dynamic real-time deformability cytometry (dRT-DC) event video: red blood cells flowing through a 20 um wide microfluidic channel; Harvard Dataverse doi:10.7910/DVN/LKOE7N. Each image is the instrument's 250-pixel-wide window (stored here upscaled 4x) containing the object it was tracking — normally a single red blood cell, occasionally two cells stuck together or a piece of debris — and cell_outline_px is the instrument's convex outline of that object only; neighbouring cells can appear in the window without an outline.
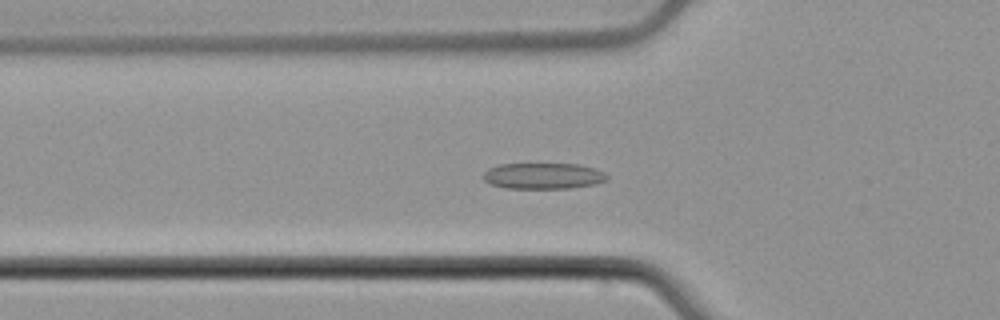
{"species": "common noctule bat (a hibernating species)", "species_latin": "Nyctalus noctula", "temperature_condition": "cold", "stored_images_in_passage": 56, "camera_frame_rate_fps": 3000, "um_per_image_px": 0.085, "animal": {"sex": "male", "body_mass_g": 21.5, "forearm_length_mm": 52.0}, "frame": {"image": 1, "passage_image": 20, "time_ms": 6.333, "image_size_px": [1000, 320], "cell_outline_px": [[608, 180], [596, 184], [568, 188], [504, 188], [492, 184], [484, 180], [484, 172], [488, 168], [500, 164], [580, 164], [596, 168], [604, 172], [608, 176]], "centroid_in_image_um": [46.21, 14.95], "position_along_channel_um": 79.6, "area_um2": 18.84}}
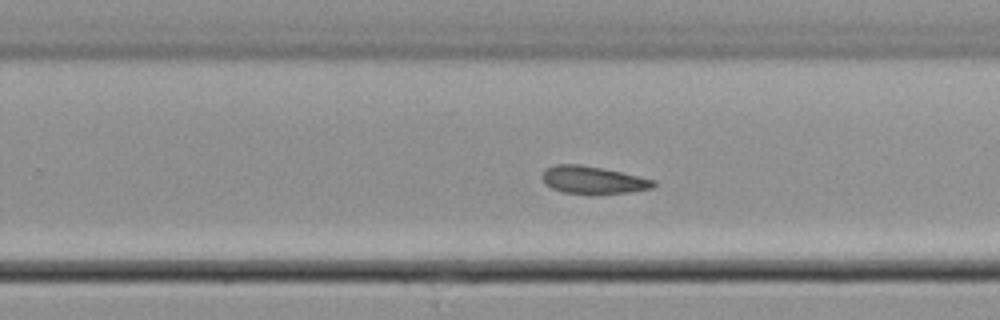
{"frame": {"image": 2, "passage_image": 36, "time_ms": 11.667, "image_size_px": [1000, 320], "cell_outline_px": [[656, 184], [652, 188], [628, 192], [596, 196], [588, 196], [564, 192], [552, 188], [544, 184], [540, 176], [548, 168], [556, 164], [580, 164], [620, 172], [656, 180]], "centroid_in_image_um": [50.39, 15.34], "position_along_channel_um": 279.4, "area_um2": 18.26}}
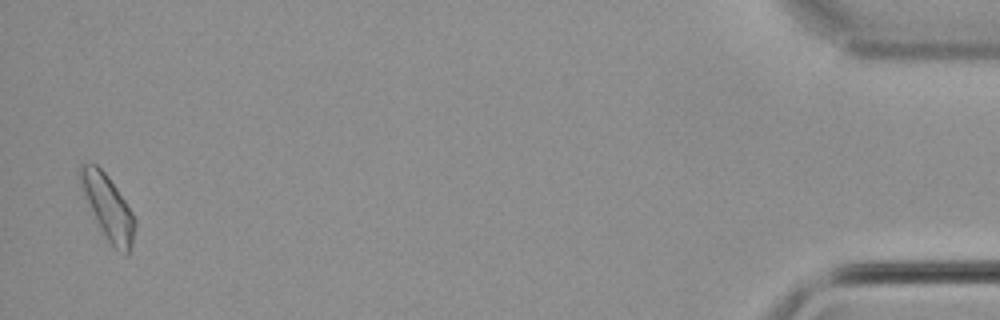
{"frame": {"image": 3, "passage_image": 55, "time_ms": 18.0, "image_size_px": [1000, 320], "cell_outline_px": [[136, 224], [132, 244], [128, 256], [116, 248], [104, 236], [96, 220], [88, 200], [80, 176], [80, 164], [96, 164], [108, 176], [132, 212], [136, 220]], "centroid_in_image_um": [9.24, 17.66], "position_along_channel_um": 426.0, "area_um2": 19.42}, "authors_computed_cell_mechanics": {"area_um2": 18.6116, "velocity_mm_per_s": 3.7574, "shape_relaxation_time_tau1_ms": 4.991, "shape_relaxation_time_tau2_ms": 3.2406, "deformation_change_tau1": 0.073, "deformation_change_tau2": 0.101}}